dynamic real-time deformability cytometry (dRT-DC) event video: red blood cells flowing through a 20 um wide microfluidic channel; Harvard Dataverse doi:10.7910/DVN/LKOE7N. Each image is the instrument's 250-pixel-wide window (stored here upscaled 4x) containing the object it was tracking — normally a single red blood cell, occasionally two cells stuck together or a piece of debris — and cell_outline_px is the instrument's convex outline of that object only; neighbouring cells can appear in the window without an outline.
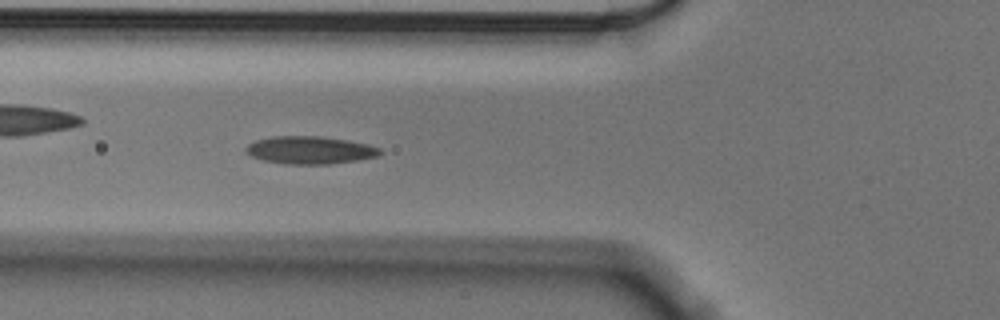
{"species": "Egyptian fruit bat (a non-hibernating species)", "species_latin": "Rousettus aegyptiacus", "temperature_condition": "cold", "stored_images_in_passage": 53, "camera_frame_rate_fps": 3000, "um_per_image_px": 0.085, "animal": {"sex": "male"}, "frame": {"image": 1, "passage_image": 16, "time_ms": 5.0, "image_size_px": [1000, 320], "cell_outline_px": [[384, 152], [380, 156], [356, 160], [328, 164], [288, 164], [264, 160], [252, 156], [244, 148], [248, 144], [256, 140], [272, 136], [320, 136], [348, 140], [368, 144], [380, 148]], "centroid_in_image_um": [26.39, 12.75], "position_along_channel_um": 99.4, "area_um2": 21.62}}
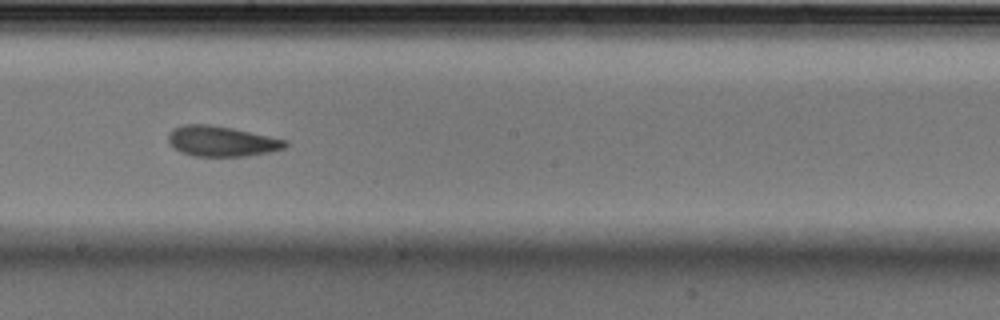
{"frame": {"image": 2, "passage_image": 27, "time_ms": 8.667, "image_size_px": [1000, 320], "cell_outline_px": [[288, 144], [284, 148], [268, 152], [248, 156], [192, 156], [180, 152], [168, 140], [168, 132], [172, 128], [184, 124], [208, 124], [232, 128], [288, 140]], "centroid_in_image_um": [18.82, 12.0], "position_along_channel_um": 229.4, "area_um2": 20.69}}
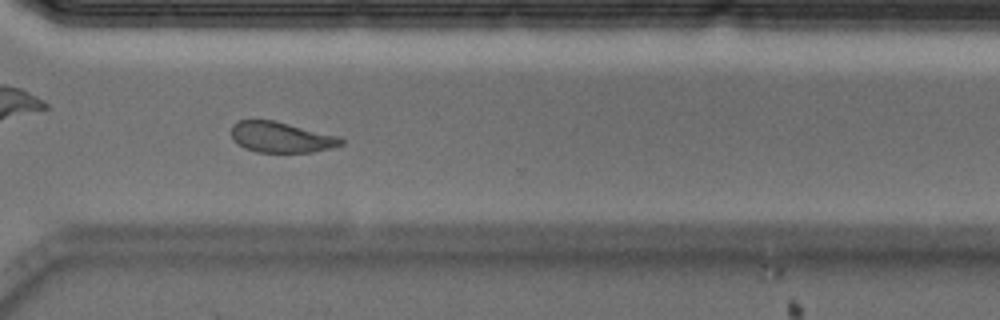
{"frame": {"image": 3, "passage_image": 37, "time_ms": 12.0, "image_size_px": [1000, 320], "cell_outline_px": [[344, 144], [312, 152], [256, 152], [244, 148], [236, 144], [232, 140], [232, 124], [240, 120], [272, 120], [340, 136], [344, 140]], "centroid_in_image_um": [23.87, 11.67], "position_along_channel_um": 346.7, "area_um2": 19.59}, "authors_computed_cell_mechanics": {"area_um2": 20.808, "velocity_mm_per_s": 3.5325, "shape_relaxation_time_tau1_ms": 4.6819, "shape_relaxation_time_tau2_ms": 2.3216, "deformation_change_tau1": 0.1368, "deformation_change_tau2": 0.0931}}